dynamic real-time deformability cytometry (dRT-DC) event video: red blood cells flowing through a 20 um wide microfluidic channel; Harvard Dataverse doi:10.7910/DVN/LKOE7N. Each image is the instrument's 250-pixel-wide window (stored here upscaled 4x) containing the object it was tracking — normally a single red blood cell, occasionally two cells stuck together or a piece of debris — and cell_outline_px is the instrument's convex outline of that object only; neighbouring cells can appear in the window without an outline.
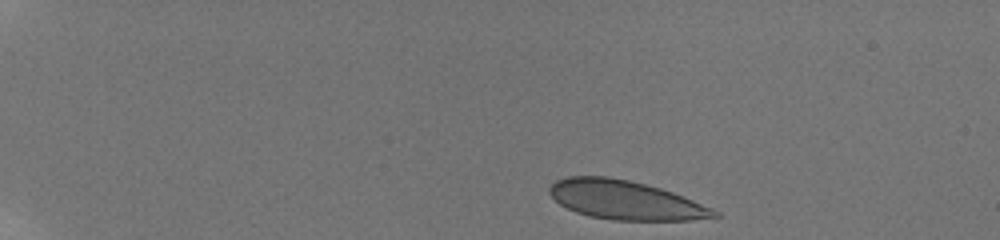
{"species": "human", "species_latin": "Homo sapiens", "temperature_condition": "room temperature", "stored_images_in_passage": 32, "camera_frame_rate_fps": 3000, "um_per_image_px": 0.085, "donor": {"sex": "male"}, "frame": {"image": 1, "passage_image": 1, "time_ms": 0.0, "image_size_px": [1000, 240], "cell_outline_px": [[720, 216], [692, 220], [612, 220], [588, 216], [576, 212], [560, 204], [548, 192], [548, 188], [556, 180], [568, 176], [608, 176], [628, 180], [660, 188], [672, 192], [712, 208], [720, 212]], "centroid_in_image_um": [53.13, 17.01], "position_along_channel_um": 31.9, "area_um2": 37.22}}
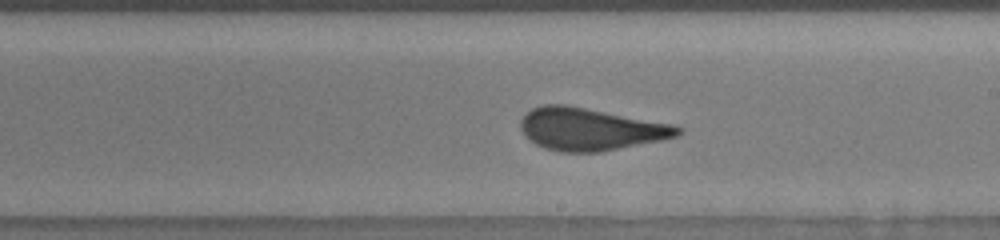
{"frame": {"image": 2, "passage_image": 22, "time_ms": 8.333, "image_size_px": [1000, 240], "cell_outline_px": [[684, 132], [676, 136], [660, 140], [600, 152], [560, 152], [544, 148], [536, 144], [524, 136], [520, 128], [520, 120], [532, 108], [544, 104], [568, 104], [672, 124], [684, 128]], "centroid_in_image_um": [50.16, 10.97], "position_along_channel_um": 238.8, "area_um2": 38.96}}
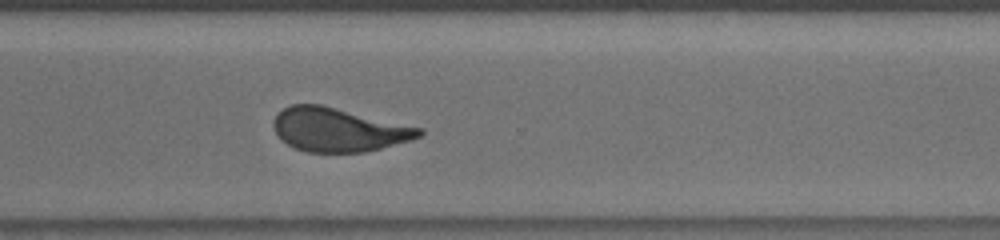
{"frame": {"image": 3, "passage_image": 32, "time_ms": 11.0, "image_size_px": [1000, 240], "cell_outline_px": [[424, 132], [420, 136], [408, 140], [380, 148], [364, 152], [308, 152], [296, 148], [280, 140], [272, 124], [272, 120], [284, 108], [292, 104], [320, 104], [424, 128]], "centroid_in_image_um": [28.75, 11.02], "position_along_channel_um": 341.8, "area_um2": 36.88}}